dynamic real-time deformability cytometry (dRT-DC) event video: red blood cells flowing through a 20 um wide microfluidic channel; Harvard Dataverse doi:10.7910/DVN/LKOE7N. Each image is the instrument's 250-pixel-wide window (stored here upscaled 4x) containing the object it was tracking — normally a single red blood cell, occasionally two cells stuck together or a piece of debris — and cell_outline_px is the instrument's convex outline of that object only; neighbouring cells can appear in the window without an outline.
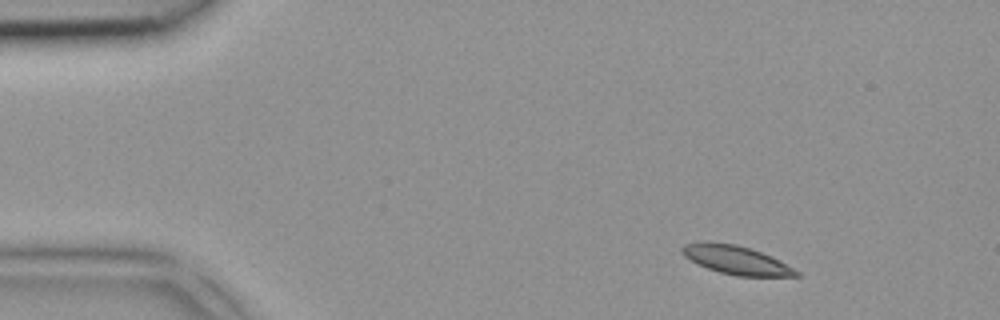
{"species": "common noctule bat (a hibernating species)", "species_latin": "Nyctalus noctula", "temperature_condition": "room temperature", "stored_images_in_passage": 3, "camera_frame_rate_fps": 3000, "um_per_image_px": 0.085, "animal": {"sex": "female", "body_mass_g": 18.4}, "frame": {"image": 1, "passage_image": 1, "time_ms": 0.0, "image_size_px": [1000, 320], "cell_outline_px": [[800, 276], [736, 276], [720, 272], [708, 268], [684, 256], [680, 252], [680, 248], [684, 244], [704, 240], [736, 244], [752, 248], [800, 272]], "centroid_in_image_um": [62.49, 22.07], "position_along_channel_um": 22.5, "area_um2": 18.84}}
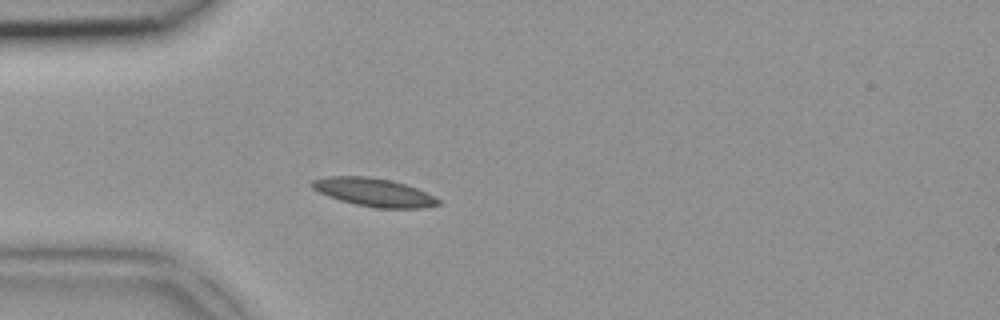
{"frame": {"image": 2, "passage_image": 3, "time_ms": 0.667, "image_size_px": [1000, 320], "cell_outline_px": [[444, 204], [424, 208], [376, 208], [356, 204], [340, 200], [328, 196], [312, 188], [308, 184], [312, 180], [328, 176], [368, 176], [388, 180], [404, 184], [416, 188], [436, 196]], "centroid_in_image_um": [31.81, 16.35], "position_along_channel_um": 53.2, "area_um2": 20.87}}